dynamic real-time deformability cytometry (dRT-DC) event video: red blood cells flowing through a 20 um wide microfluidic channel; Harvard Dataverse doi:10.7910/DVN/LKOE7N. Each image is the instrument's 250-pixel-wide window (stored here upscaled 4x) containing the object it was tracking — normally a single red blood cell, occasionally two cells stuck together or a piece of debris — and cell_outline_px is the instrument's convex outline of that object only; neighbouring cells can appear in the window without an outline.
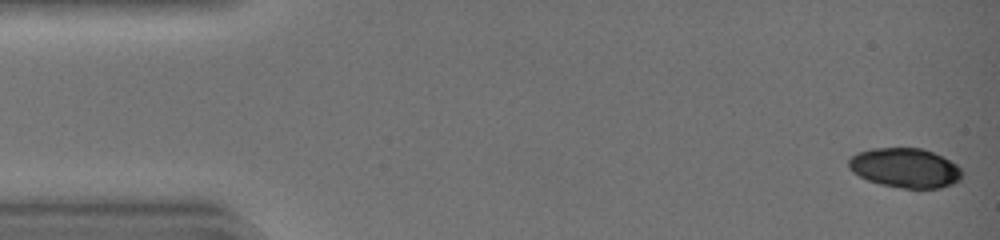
{"species": "common noctule bat (a hibernating species)", "species_latin": "Nyctalus noctula", "temperature_condition": "warm", "stored_images_in_passage": 43, "camera_frame_rate_fps": 3000, "um_per_image_px": 0.085, "animal": {"sex": "female", "body_mass_g": 19.0, "forearm_length_mm": 51.5}, "frame": {"image": 1, "passage_image": 1, "time_ms": 0.0, "image_size_px": [1000, 240], "cell_outline_px": [[964, 172], [960, 180], [952, 184], [940, 188], [904, 188], [880, 184], [868, 180], [852, 172], [848, 168], [848, 160], [852, 156], [860, 152], [876, 148], [920, 148], [932, 152], [956, 164]], "centroid_in_image_um": [76.94, 14.28], "position_along_channel_um": 8.1, "area_um2": 25.95}}
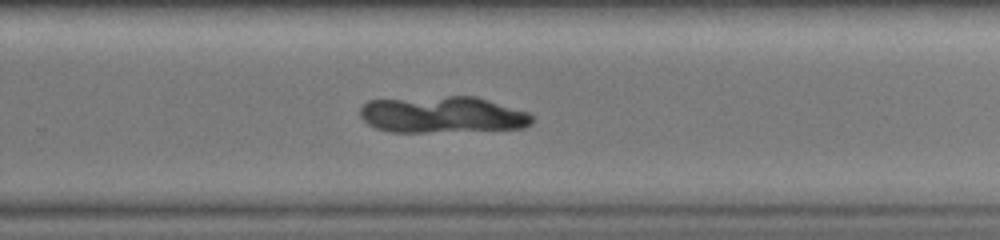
{"frame": {"image": 2, "passage_image": 29, "time_ms": 9.333, "image_size_px": [1000, 240], "cell_outline_px": [[532, 124], [524, 128], [428, 132], [388, 132], [376, 128], [368, 124], [360, 116], [360, 108], [368, 100], [448, 96], [476, 96], [528, 112], [532, 116]], "centroid_in_image_um": [37.59, 9.75], "position_along_channel_um": 292.2, "area_um2": 36.65}}
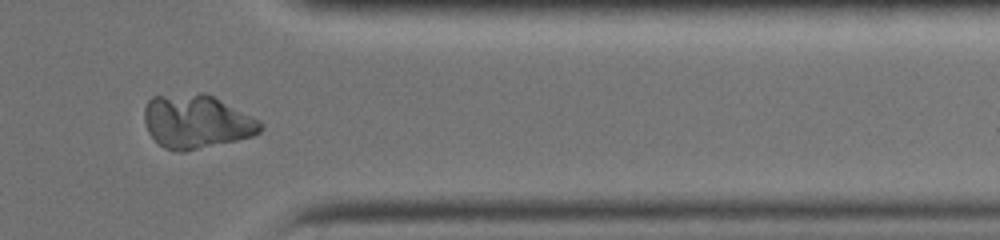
{"frame": {"image": 3, "passage_image": 36, "time_ms": 11.667, "image_size_px": [1000, 240], "cell_outline_px": [[260, 132], [252, 136], [236, 140], [184, 152], [180, 152], [164, 148], [148, 132], [144, 120], [144, 108], [148, 100], [152, 96], [200, 92], [204, 92], [260, 120]], "centroid_in_image_um": [16.66, 10.33], "position_along_channel_um": 394.7, "area_um2": 36.13}}